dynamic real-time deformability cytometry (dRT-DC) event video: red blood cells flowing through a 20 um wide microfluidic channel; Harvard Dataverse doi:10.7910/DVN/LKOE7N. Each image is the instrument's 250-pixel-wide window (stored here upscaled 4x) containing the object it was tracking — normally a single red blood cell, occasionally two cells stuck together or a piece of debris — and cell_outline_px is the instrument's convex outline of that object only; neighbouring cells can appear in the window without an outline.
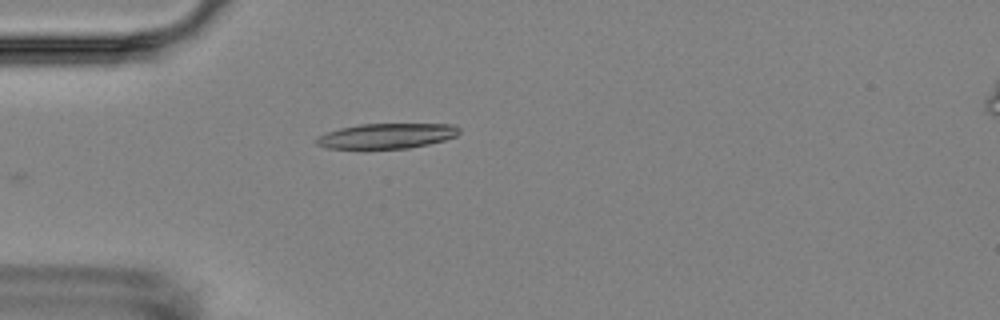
{"species": "Egyptian fruit bat (a non-hibernating species)", "species_latin": "Rousettus aegyptiacus", "temperature_condition": "room temperature", "stored_images_in_passage": 3, "camera_frame_rate_fps": 3000, "um_per_image_px": 0.085, "animal": {"sex": "female"}, "frame": {"image": 1, "passage_image": 3, "time_ms": 2.333, "image_size_px": [1000, 320], "cell_outline_px": [[460, 132], [456, 136], [444, 140], [428, 144], [408, 148], [328, 148], [316, 144], [316, 136], [340, 128], [360, 124], [452, 124], [460, 128]], "centroid_in_image_um": [32.88, 11.54], "position_along_channel_um": 52.1, "area_um2": 20.75}}